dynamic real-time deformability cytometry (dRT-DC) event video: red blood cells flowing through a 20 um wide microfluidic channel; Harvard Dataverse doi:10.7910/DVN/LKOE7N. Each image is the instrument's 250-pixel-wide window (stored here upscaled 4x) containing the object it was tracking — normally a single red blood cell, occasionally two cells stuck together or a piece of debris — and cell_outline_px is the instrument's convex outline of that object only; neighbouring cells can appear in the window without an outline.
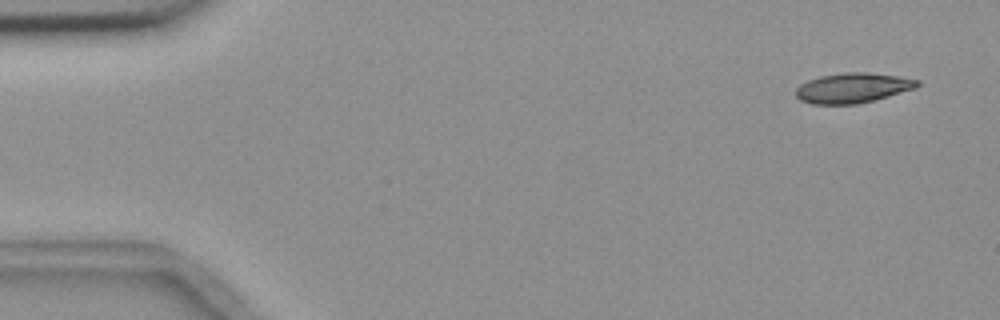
{"species": "common noctule bat (a hibernating species)", "species_latin": "Nyctalus noctula", "temperature_condition": "room temperature", "stored_images_in_passage": 3, "camera_frame_rate_fps": 3000, "um_per_image_px": 0.085, "animal": {"sex": "female", "body_mass_g": 18.4}, "frame": {"image": 1, "passage_image": 1, "time_ms": 0.0, "image_size_px": [1000, 320], "cell_outline_px": [[920, 84], [916, 88], [888, 96], [856, 104], [812, 104], [800, 100], [796, 96], [796, 88], [800, 84], [808, 80], [820, 76], [844, 72], [864, 72], [896, 76], [920, 80]], "centroid_in_image_um": [72.46, 7.47], "position_along_channel_um": 12.5, "area_um2": 21.1}}